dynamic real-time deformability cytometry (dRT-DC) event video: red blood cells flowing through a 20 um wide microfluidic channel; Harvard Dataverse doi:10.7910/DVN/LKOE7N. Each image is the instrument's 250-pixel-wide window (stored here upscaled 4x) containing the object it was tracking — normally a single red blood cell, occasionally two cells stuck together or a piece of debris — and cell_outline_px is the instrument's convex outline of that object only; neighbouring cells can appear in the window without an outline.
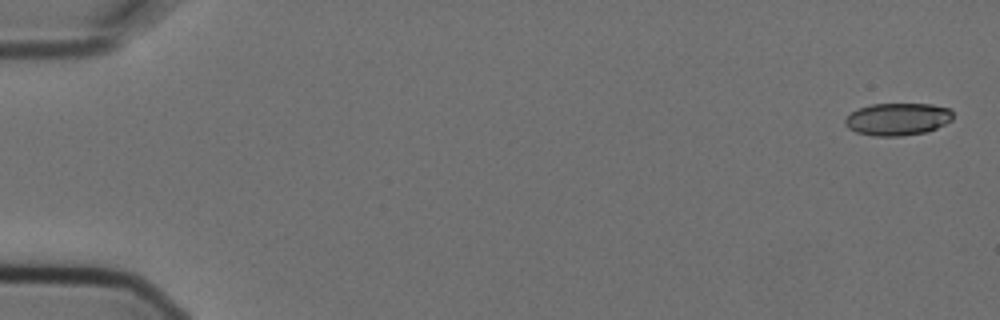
{"species": "Egyptian fruit bat (a non-hibernating species)", "species_latin": "Rousettus aegyptiacus", "temperature_condition": "cold", "stored_images_in_passage": 6, "camera_frame_rate_fps": 3000, "um_per_image_px": 0.085, "animal": {"sex": "female"}, "frame": {"image": 1, "passage_image": 1, "time_ms": 0.0, "image_size_px": [1000, 320], "cell_outline_px": [[952, 120], [928, 132], [900, 136], [872, 136], [856, 132], [848, 128], [844, 124], [844, 120], [852, 112], [860, 108], [872, 104], [932, 104], [948, 108], [952, 112]], "centroid_in_image_um": [76.29, 10.13], "position_along_channel_um": 8.7, "area_um2": 20.35}}
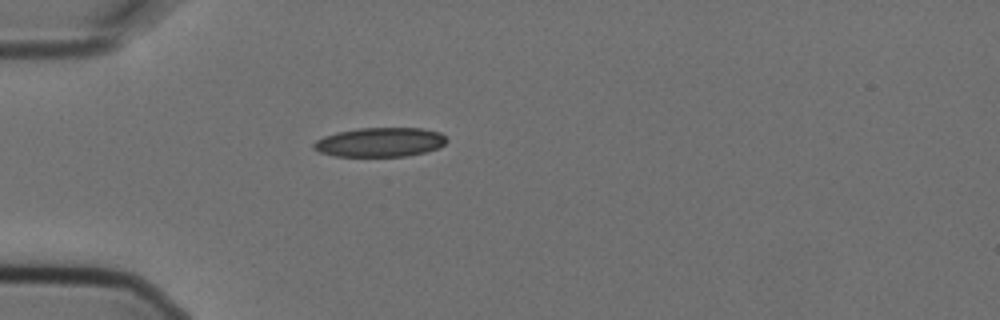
{"frame": {"image": 2, "passage_image": 5, "time_ms": 1.333, "image_size_px": [1000, 320], "cell_outline_px": [[448, 140], [440, 148], [424, 152], [404, 156], [336, 156], [320, 152], [312, 148], [312, 144], [316, 140], [324, 136], [336, 132], [360, 128], [420, 128], [440, 132]], "centroid_in_image_um": [32.29, 12.08], "position_along_channel_um": 52.7, "area_um2": 22.66}}